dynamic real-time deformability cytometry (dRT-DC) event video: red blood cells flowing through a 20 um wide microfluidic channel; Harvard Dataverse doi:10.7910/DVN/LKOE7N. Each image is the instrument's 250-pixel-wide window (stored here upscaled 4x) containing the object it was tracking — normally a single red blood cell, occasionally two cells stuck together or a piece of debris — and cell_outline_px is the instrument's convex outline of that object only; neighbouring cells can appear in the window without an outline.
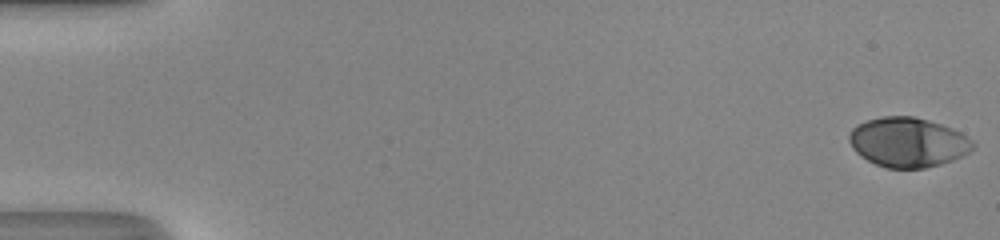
{"species": "human", "species_latin": "Homo sapiens", "temperature_condition": "room temperature", "stored_images_in_passage": 51, "camera_frame_rate_fps": 3000, "um_per_image_px": 0.085, "donor": {"sex": "male"}, "frame": {"image": 1, "passage_image": 1, "time_ms": 0.0, "image_size_px": [1000, 240], "cell_outline_px": [[976, 148], [952, 160], [940, 164], [924, 168], [884, 168], [860, 156], [852, 148], [848, 140], [848, 136], [852, 128], [856, 124], [880, 116], [912, 116], [928, 120], [952, 128], [960, 132], [972, 140], [976, 144]], "centroid_in_image_um": [77.15, 12.09], "position_along_channel_um": 7.8, "area_um2": 35.89}}
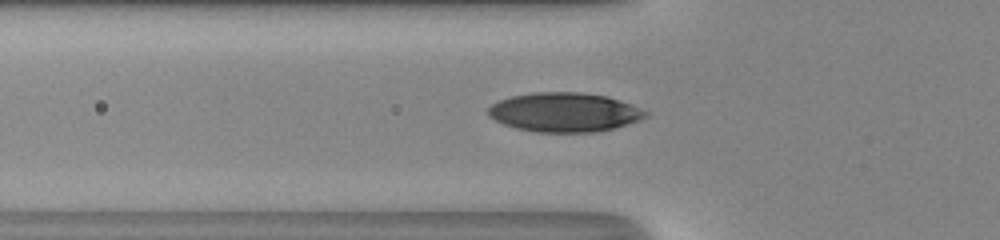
{"frame": {"image": 2, "passage_image": 19, "time_ms": 6.0, "image_size_px": [1000, 240], "cell_outline_px": [[652, 112], [648, 116], [640, 120], [628, 124], [596, 132], [536, 132], [516, 128], [504, 124], [488, 116], [488, 108], [492, 104], [500, 100], [512, 96], [536, 92], [580, 92], [608, 96], [632, 104]], "centroid_in_image_um": [48.03, 9.54], "position_along_channel_um": 77.8, "area_um2": 36.13}}
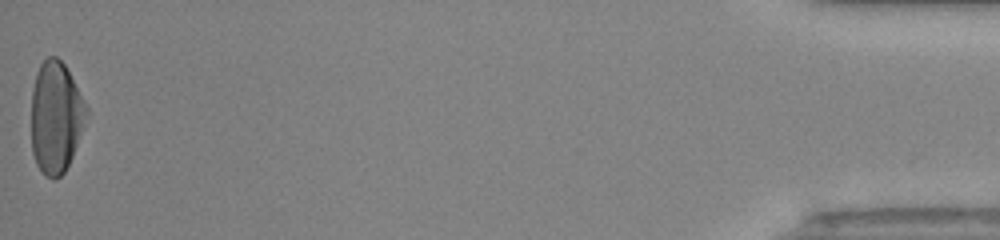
{"frame": {"image": 3, "passage_image": 51, "time_ms": 16.667, "image_size_px": [1000, 240], "cell_outline_px": [[88, 112], [72, 156], [64, 172], [60, 176], [52, 180], [44, 176], [36, 164], [32, 152], [32, 88], [36, 72], [40, 64], [48, 56], [56, 56], [64, 64], [88, 108]], "centroid_in_image_um": [4.72, 9.97], "position_along_channel_um": 430.5, "area_um2": 35.6}, "authors_computed_cell_mechanics": {"area_um2": 35.3736, "velocity_mm_per_s": 4.213, "shape_relaxation_time_tau1_ms": 3.7868, "shape_relaxation_time_tau2_ms": null, "deformation_change_tau1": 0.1956, "deformation_change_tau2": null}}